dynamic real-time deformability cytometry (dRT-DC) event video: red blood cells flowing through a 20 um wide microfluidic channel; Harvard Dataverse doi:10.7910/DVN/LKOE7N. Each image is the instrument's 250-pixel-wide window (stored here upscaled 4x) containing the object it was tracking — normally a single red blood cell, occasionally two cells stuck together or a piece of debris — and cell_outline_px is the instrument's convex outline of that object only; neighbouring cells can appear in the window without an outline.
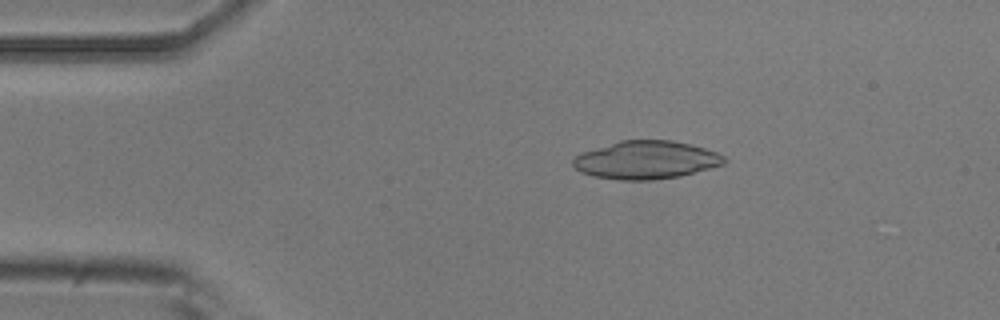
{"species": "common noctule bat (a hibernating species)", "species_latin": "Nyctalus noctula", "temperature_condition": "room temperature", "stored_images_in_passage": 44, "camera_frame_rate_fps": 3000, "um_per_image_px": 0.085, "animal": {"sex": "male", "body_mass_g": 20.5, "forearm_length_mm": 52.5}, "frame": {"image": 1, "passage_image": 9, "time_ms": 2.667, "image_size_px": [1000, 320], "cell_outline_px": [[728, 160], [724, 164], [680, 176], [652, 180], [620, 180], [592, 176], [580, 172], [572, 164], [572, 160], [576, 156], [584, 152], [620, 140], [672, 140], [704, 148], [716, 152], [724, 156]], "centroid_in_image_um": [54.92, 13.6], "position_along_channel_um": 30.1, "area_um2": 33.35}}
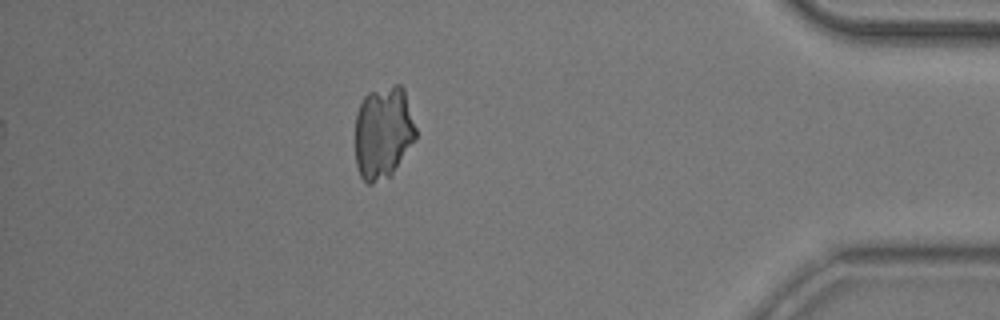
{"frame": {"image": 2, "passage_image": 44, "time_ms": 14.333, "image_size_px": [1000, 320], "cell_outline_px": [[416, 140], [392, 176], [372, 184], [368, 184], [360, 176], [356, 164], [356, 112], [364, 96], [368, 92], [396, 84], [400, 84], [404, 88], [416, 128]], "centroid_in_image_um": [32.59, 11.29], "position_along_channel_um": 402.6, "area_um2": 33.23}}